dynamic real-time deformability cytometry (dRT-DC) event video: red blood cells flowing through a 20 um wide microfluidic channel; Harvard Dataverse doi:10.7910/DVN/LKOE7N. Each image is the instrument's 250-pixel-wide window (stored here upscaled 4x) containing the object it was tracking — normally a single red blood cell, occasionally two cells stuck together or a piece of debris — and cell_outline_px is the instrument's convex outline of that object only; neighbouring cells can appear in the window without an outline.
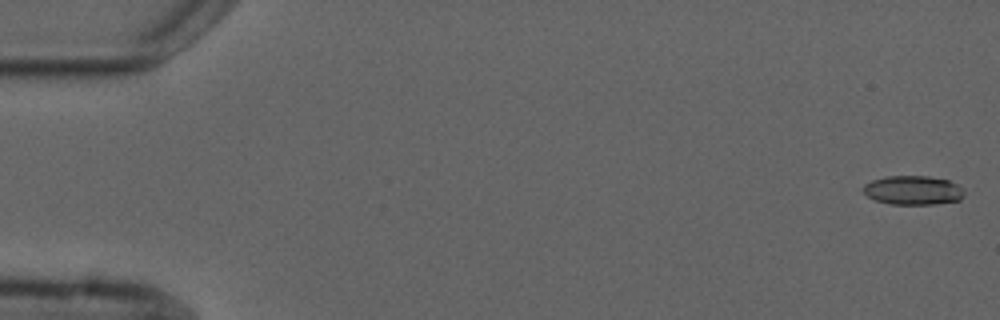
{"species": "common noctule bat (a hibernating species)", "species_latin": "Nyctalus noctula", "temperature_condition": "cold", "stored_images_in_passage": 5, "camera_frame_rate_fps": 3000, "um_per_image_px": 0.085, "animal": {"sex": "male", "forearm_length_mm": 52.5}, "frame": {"image": 1, "passage_image": 1, "time_ms": 0.0, "image_size_px": [1000, 320], "cell_outline_px": [[964, 196], [960, 200], [932, 204], [892, 204], [876, 200], [868, 196], [860, 188], [864, 184], [872, 180], [888, 176], [928, 176], [948, 180], [964, 188]], "centroid_in_image_um": [77.61, 16.16], "position_along_channel_um": 7.4, "area_um2": 17.11}}
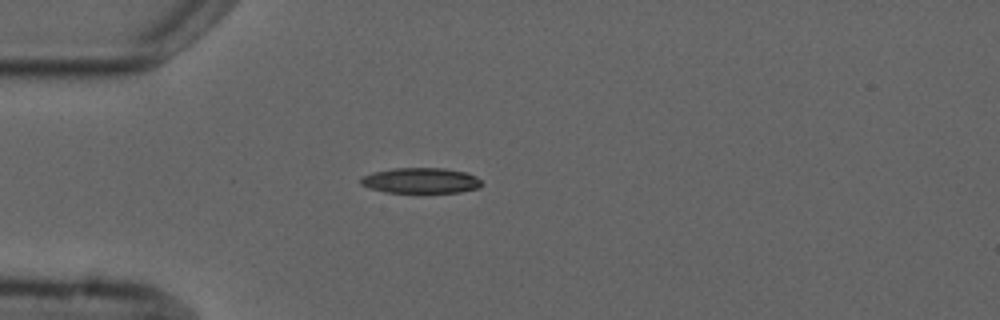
{"frame": {"image": 2, "passage_image": 5, "time_ms": 4.667, "image_size_px": [1000, 320], "cell_outline_px": [[484, 184], [480, 188], [460, 192], [388, 192], [368, 188], [360, 184], [360, 176], [372, 172], [392, 168], [444, 168], [468, 172], [476, 176]], "centroid_in_image_um": [35.77, 15.34], "position_along_channel_um": 49.2, "area_um2": 18.21}}